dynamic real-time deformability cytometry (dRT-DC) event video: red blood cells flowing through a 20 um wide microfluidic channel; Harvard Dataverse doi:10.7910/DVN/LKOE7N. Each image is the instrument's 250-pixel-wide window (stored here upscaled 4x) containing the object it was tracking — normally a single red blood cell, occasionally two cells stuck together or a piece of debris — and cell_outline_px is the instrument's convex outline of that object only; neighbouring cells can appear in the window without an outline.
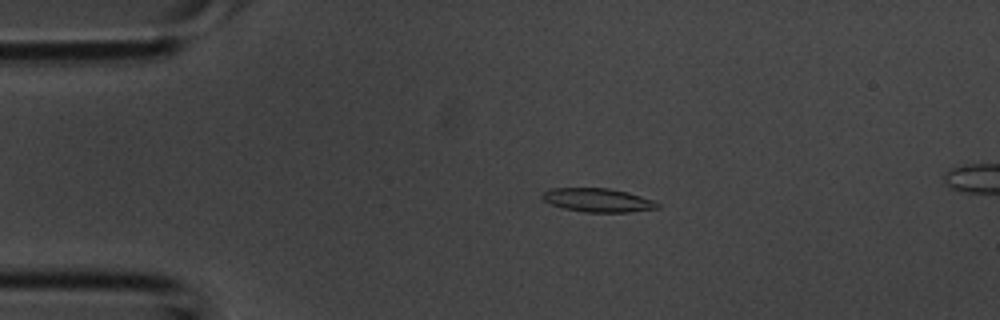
{"species": "common noctule bat (a hibernating species)", "species_latin": "Nyctalus noctula", "temperature_condition": "room temperature", "stored_images_in_passage": 33, "segment_of_instrument_passage": [1, 2], "camera_frame_rate_fps": 3000, "um_per_image_px": 0.085, "animal": {"sex": "male", "body_mass_g": 20.1, "forearm_length_mm": 53.5}, "frame": {"image": 1, "passage_image": 1, "time_ms": 0.0, "image_size_px": [1000, 320], "cell_outline_px": [[660, 208], [628, 212], [584, 212], [564, 208], [552, 204], [544, 200], [540, 196], [548, 188], [608, 188], [628, 192], [656, 200], [660, 204]], "centroid_in_image_um": [50.86, 17.01], "position_along_channel_um": 34.1, "area_um2": 16.01}}
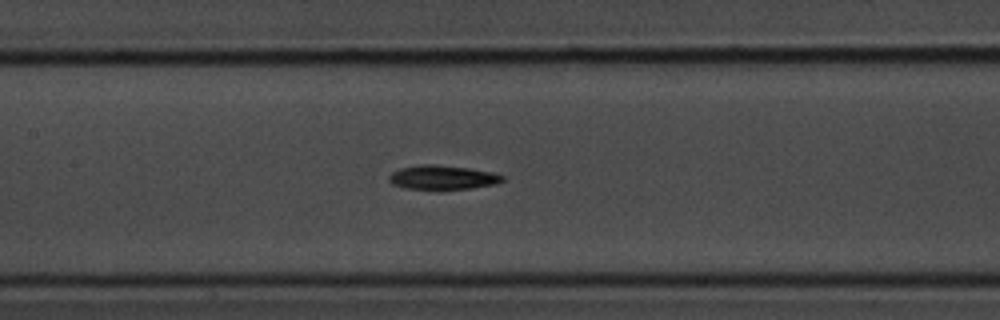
{"frame": {"image": 2, "passage_image": 11, "time_ms": 3.333, "image_size_px": [1000, 320], "cell_outline_px": [[504, 180], [496, 184], [468, 188], [408, 188], [392, 184], [388, 180], [388, 176], [392, 172], [400, 168], [420, 164], [436, 164], [468, 168], [492, 172], [504, 176]], "centroid_in_image_um": [37.6, 15.05], "position_along_channel_um": 169.8, "area_um2": 15.66}}
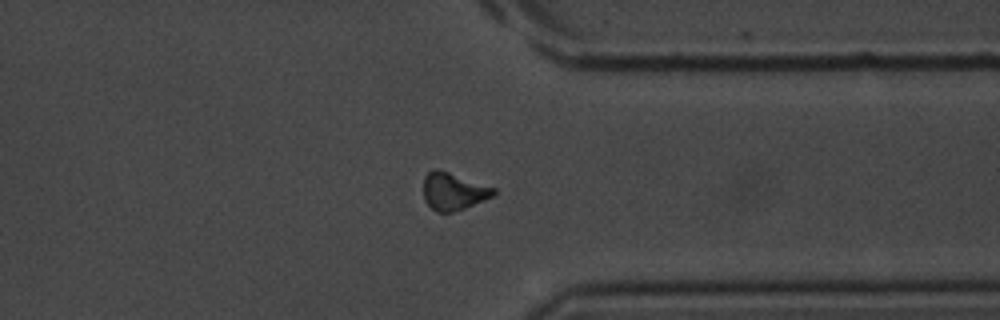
{"frame": {"image": 3, "passage_image": 23, "time_ms": 7.333, "image_size_px": [1000, 320], "cell_outline_px": [[496, 192], [492, 196], [484, 200], [464, 208], [452, 212], [436, 212], [424, 200], [424, 176], [432, 168], [436, 168], [496, 188]], "centroid_in_image_um": [38.52, 16.26], "position_along_channel_um": 372.9, "area_um2": 15.14}}